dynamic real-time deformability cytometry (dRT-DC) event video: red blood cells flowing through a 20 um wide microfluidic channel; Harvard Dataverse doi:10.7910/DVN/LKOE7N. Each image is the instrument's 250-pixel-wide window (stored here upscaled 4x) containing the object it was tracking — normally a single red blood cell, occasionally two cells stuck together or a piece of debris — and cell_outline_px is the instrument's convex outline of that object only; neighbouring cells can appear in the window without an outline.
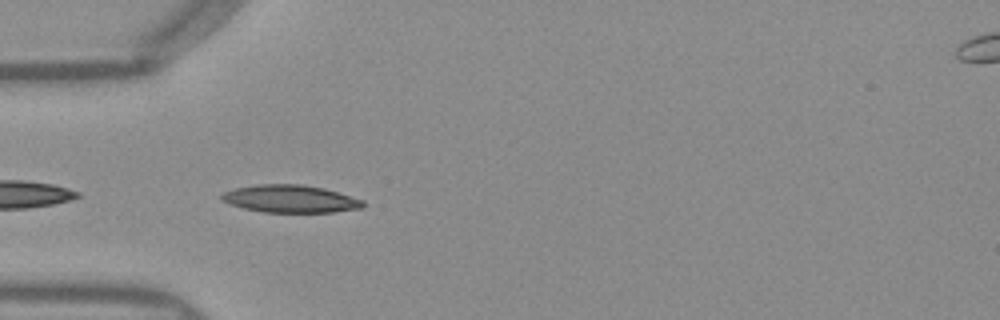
{"species": "Egyptian fruit bat (a non-hibernating species)", "species_latin": "Rousettus aegyptiacus", "temperature_condition": "warm", "stored_images_in_passage": 22, "camera_frame_rate_fps": 3000, "um_per_image_px": 0.085, "frame": {"image": 1, "passage_image": 2, "time_ms": 0.333, "image_size_px": [1000, 320], "cell_outline_px": [[364, 208], [332, 212], [264, 212], [244, 208], [228, 204], [220, 200], [220, 196], [224, 192], [236, 188], [256, 184], [300, 184], [324, 188], [364, 200]], "centroid_in_image_um": [24.67, 16.9], "position_along_channel_um": 60.3, "area_um2": 22.77}}
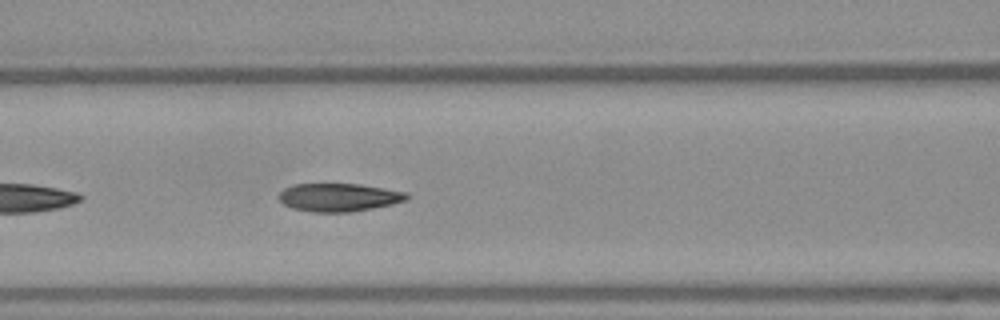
{"frame": {"image": 2, "passage_image": 8, "time_ms": 2.333, "image_size_px": [1000, 320], "cell_outline_px": [[408, 200], [392, 204], [372, 208], [348, 212], [312, 212], [292, 208], [284, 204], [276, 196], [284, 188], [292, 184], [360, 184], [408, 192]], "centroid_in_image_um": [28.79, 16.77], "position_along_channel_um": 137.8, "area_um2": 21.04}}
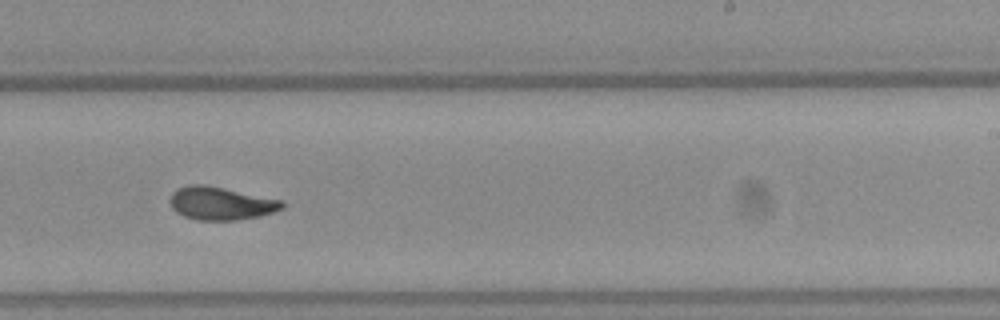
{"frame": {"image": 3, "passage_image": 18, "time_ms": 5.667, "image_size_px": [1000, 320], "cell_outline_px": [[284, 208], [260, 216], [236, 220], [196, 220], [184, 216], [176, 212], [172, 208], [168, 200], [172, 192], [176, 188], [188, 184], [204, 184], [284, 200]], "centroid_in_image_um": [18.74, 17.28], "position_along_channel_um": 270.3, "area_um2": 21.85}}